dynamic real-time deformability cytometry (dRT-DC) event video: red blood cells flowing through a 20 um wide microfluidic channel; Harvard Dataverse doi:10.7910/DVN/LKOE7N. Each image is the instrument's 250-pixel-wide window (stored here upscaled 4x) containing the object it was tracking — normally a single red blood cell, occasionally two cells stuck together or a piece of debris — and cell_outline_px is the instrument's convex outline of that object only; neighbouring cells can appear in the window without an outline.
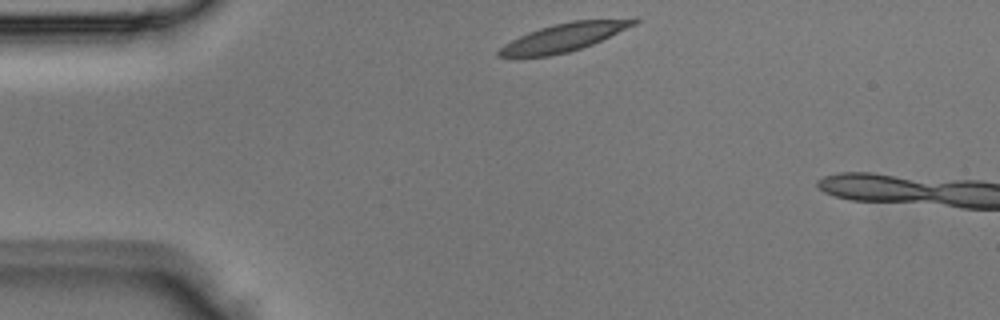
{"species": "Egyptian fruit bat (a non-hibernating species)", "species_latin": "Rousettus aegyptiacus", "temperature_condition": "room temperature", "stored_images_in_passage": 2, "camera_frame_rate_fps": 3000, "um_per_image_px": 0.085, "animal": {"sex": "male"}, "frame": {"image": 1, "passage_image": 1, "time_ms": 0.0, "image_size_px": [1000, 320], "cell_outline_px": [[640, 20], [636, 24], [592, 44], [568, 52], [552, 56], [496, 56], [496, 52], [504, 44], [528, 32], [552, 24], [572, 20], [636, 16]], "centroid_in_image_um": [48.04, 3.12], "position_along_channel_um": 37.0, "area_um2": 22.43}}